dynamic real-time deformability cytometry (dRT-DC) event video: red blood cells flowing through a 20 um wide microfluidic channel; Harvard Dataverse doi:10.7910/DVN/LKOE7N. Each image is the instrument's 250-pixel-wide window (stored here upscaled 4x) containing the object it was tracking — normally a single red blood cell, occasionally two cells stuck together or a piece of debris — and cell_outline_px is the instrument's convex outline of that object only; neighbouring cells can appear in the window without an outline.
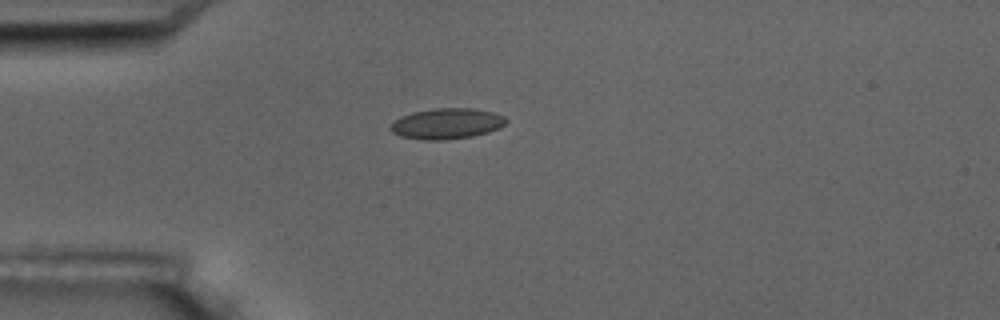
{"species": "common noctule bat (a hibernating species)", "species_latin": "Nyctalus noctula", "temperature_condition": "room temperature", "stored_images_in_passage": 4, "camera_frame_rate_fps": 3000, "um_per_image_px": 0.085, "animal": {"sex": "male", "body_mass_g": 17.5, "forearm_length_mm": 52.3}, "frame": {"image": 1, "passage_image": 1, "time_ms": 0.0, "image_size_px": [1000, 320], "cell_outline_px": [[508, 120], [500, 128], [488, 132], [472, 136], [444, 140], [424, 140], [400, 136], [392, 132], [388, 128], [400, 116], [412, 112], [436, 108], [472, 108], [492, 112], [504, 116]], "centroid_in_image_um": [37.97, 10.51], "position_along_channel_um": 47.0, "area_um2": 20.69}}